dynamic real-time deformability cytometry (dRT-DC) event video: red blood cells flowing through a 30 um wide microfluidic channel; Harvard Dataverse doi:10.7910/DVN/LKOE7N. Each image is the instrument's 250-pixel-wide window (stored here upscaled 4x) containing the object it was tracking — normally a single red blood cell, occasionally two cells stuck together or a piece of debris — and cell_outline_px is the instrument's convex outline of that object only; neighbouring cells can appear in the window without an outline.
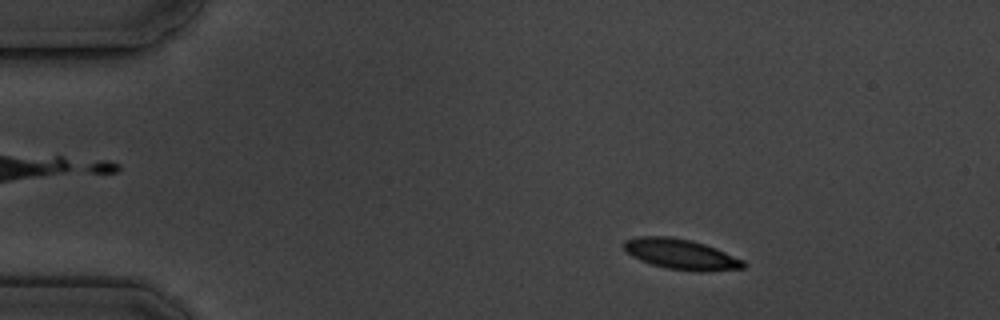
{"species": "common noctule bat (a hibernating species)", "species_latin": "Nyctalus noctula", "temperature_condition": "cold", "stored_images_in_passage": 9, "camera_frame_rate_fps": 3000, "um_per_image_px": 0.085, "animal": {"sex": "male", "body_mass_g": 19.5, "forearm_length_mm": 54.6}, "frame": {"image": 1, "passage_image": 2, "time_ms": 1.0, "image_size_px": [1000, 320], "cell_outline_px": [[748, 264], [744, 268], [700, 272], [696, 272], [664, 268], [640, 260], [632, 256], [620, 244], [624, 240], [640, 236], [672, 236], [692, 240], [716, 248], [744, 260]], "centroid_in_image_um": [57.88, 21.61], "position_along_channel_um": 27.1, "area_um2": 21.44}}
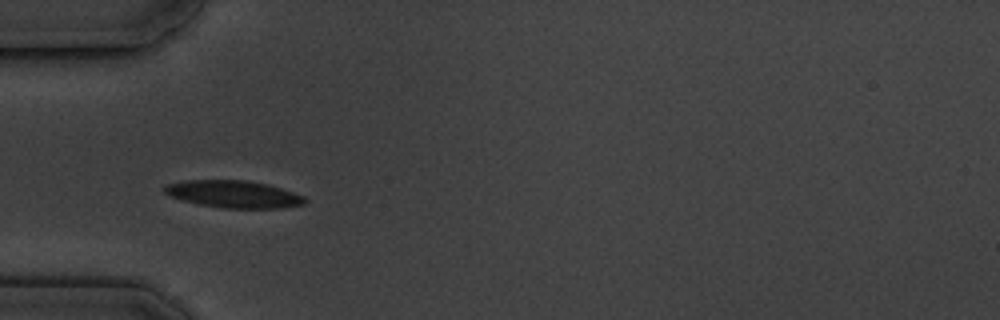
{"frame": {"image": 2, "passage_image": 4, "time_ms": 4.0, "image_size_px": [1000, 320], "cell_outline_px": [[308, 200], [304, 204], [280, 208], [224, 208], [200, 204], [180, 200], [164, 192], [164, 184], [184, 180], [244, 180], [268, 184], [304, 196]], "centroid_in_image_um": [19.84, 16.5], "position_along_channel_um": 65.2, "area_um2": 22.25}}